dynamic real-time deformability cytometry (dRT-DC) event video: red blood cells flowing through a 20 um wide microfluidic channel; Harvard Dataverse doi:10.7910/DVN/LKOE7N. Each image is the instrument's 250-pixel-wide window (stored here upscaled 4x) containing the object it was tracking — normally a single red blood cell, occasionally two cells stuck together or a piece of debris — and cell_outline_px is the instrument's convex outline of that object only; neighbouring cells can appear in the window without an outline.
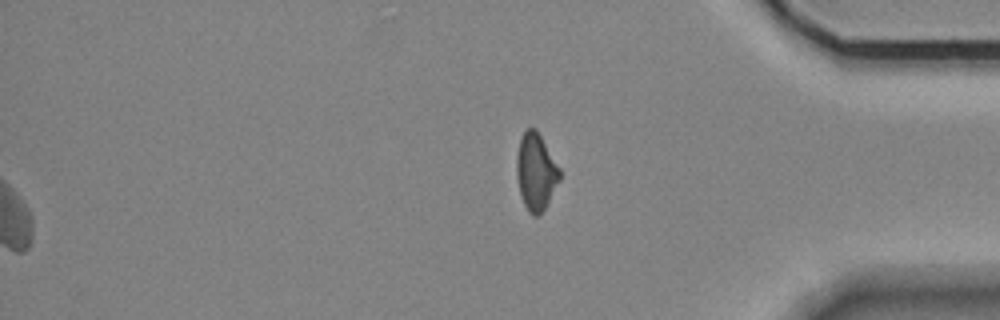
{"species": "Egyptian fruit bat (a non-hibernating species)", "species_latin": "Rousettus aegyptiacus", "temperature_condition": "room temperature", "stored_images_in_passage": 40, "segment_of_instrument_passage": [2, 2], "camera_frame_rate_fps": 3000, "um_per_image_px": 0.085, "animal": {"sex": "female"}, "frame": {"image": 1, "passage_image": 40, "time_ms": 13.0, "image_size_px": [1000, 320], "cell_outline_px": [[560, 180], [544, 208], [536, 216], [532, 216], [528, 212], [520, 196], [516, 176], [516, 156], [520, 140], [524, 132], [528, 128], [536, 128], [560, 168]], "centroid_in_image_um": [45.53, 14.6], "position_along_channel_um": 389.7, "area_um2": 19.25}}